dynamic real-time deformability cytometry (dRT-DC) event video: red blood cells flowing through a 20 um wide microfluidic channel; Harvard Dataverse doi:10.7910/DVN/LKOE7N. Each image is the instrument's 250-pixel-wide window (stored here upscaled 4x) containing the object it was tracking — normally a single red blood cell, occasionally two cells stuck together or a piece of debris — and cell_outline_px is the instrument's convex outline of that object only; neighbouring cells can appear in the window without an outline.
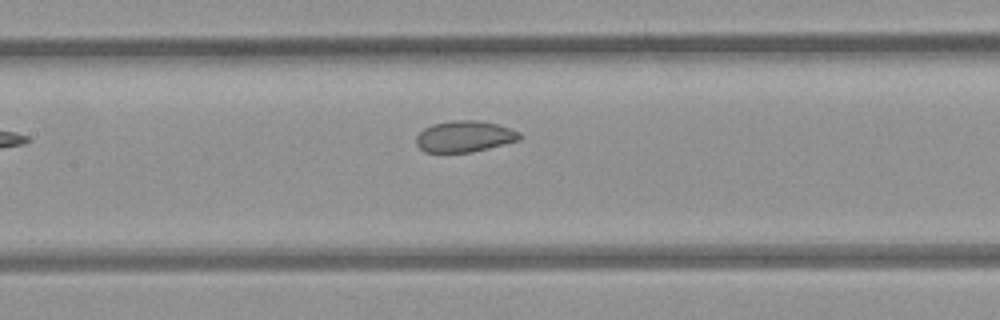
{"species": "common noctule bat (a hibernating species)", "species_latin": "Nyctalus noctula", "temperature_condition": "room temperature", "stored_images_in_passage": 7, "segment_of_instrument_passage": [1, 2], "camera_frame_rate_fps": 3000, "um_per_image_px": 0.085, "animal": {"sex": "female", "body_mass_g": 21.9}, "frame": {"image": 1, "passage_image": 6, "time_ms": 1.667, "image_size_px": [1000, 320], "cell_outline_px": [[520, 140], [472, 152], [424, 152], [416, 144], [416, 136], [424, 128], [432, 124], [456, 120], [480, 120], [496, 124], [520, 132]], "centroid_in_image_um": [39.46, 11.6], "position_along_channel_um": 167.9, "area_um2": 18.73}}